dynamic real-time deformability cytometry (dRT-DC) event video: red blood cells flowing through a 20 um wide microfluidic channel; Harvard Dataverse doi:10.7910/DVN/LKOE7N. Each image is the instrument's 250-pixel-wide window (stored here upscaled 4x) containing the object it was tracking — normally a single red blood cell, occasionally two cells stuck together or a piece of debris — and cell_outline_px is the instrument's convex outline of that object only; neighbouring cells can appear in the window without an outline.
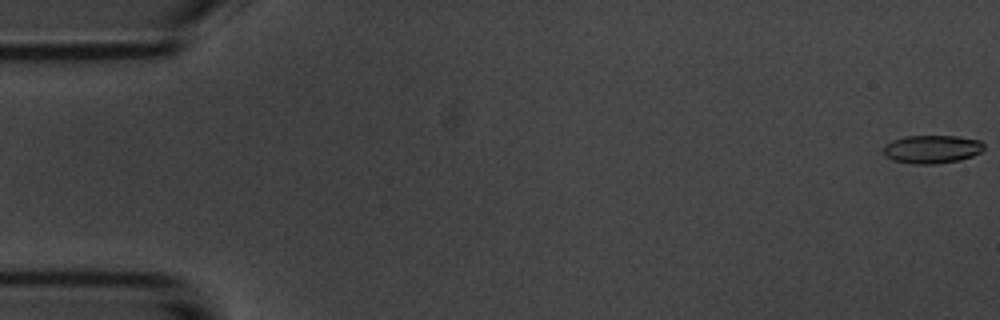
{"species": "common noctule bat (a hibernating species)", "species_latin": "Nyctalus noctula", "temperature_condition": "room temperature", "stored_images_in_passage": 8, "camera_frame_rate_fps": 3000, "um_per_image_px": 0.085, "animal": {"sex": "male", "body_mass_g": 20.1, "forearm_length_mm": 53.5}, "frame": {"image": 1, "passage_image": 1, "time_ms": 0.0, "image_size_px": [1000, 320], "cell_outline_px": [[984, 148], [980, 152], [972, 156], [960, 160], [936, 164], [912, 164], [892, 160], [884, 152], [884, 144], [892, 140], [904, 136], [956, 136], [980, 140], [984, 144]], "centroid_in_image_um": [79.21, 12.68], "position_along_channel_um": 5.8, "area_um2": 16.59}}
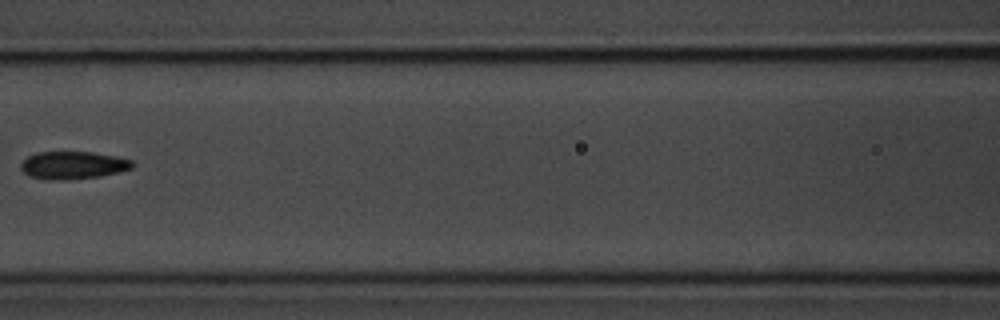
{"frame": {"image": 2, "passage_image": 7, "time_ms": 8.0, "image_size_px": [1000, 320], "cell_outline_px": [[136, 164], [132, 168], [100, 176], [64, 180], [48, 180], [28, 176], [20, 168], [20, 164], [28, 156], [36, 152], [92, 152], [116, 156], [132, 160]], "centroid_in_image_um": [6.19, 14.04], "position_along_channel_um": 160.4, "area_um2": 18.03}}
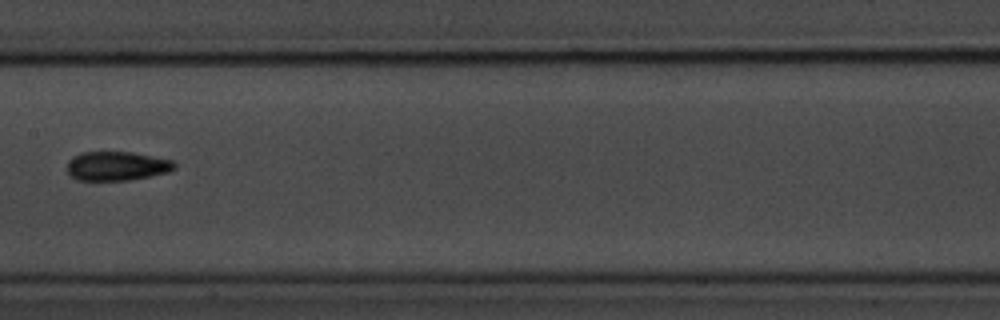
{"frame": {"image": 3, "passage_image": 8, "time_ms": 9.0, "image_size_px": [1000, 320], "cell_outline_px": [[176, 168], [168, 172], [128, 180], [76, 180], [68, 172], [68, 160], [72, 156], [80, 152], [132, 152], [172, 160], [176, 164]], "centroid_in_image_um": [9.91, 14.1], "position_along_channel_um": 197.5, "area_um2": 18.15}}